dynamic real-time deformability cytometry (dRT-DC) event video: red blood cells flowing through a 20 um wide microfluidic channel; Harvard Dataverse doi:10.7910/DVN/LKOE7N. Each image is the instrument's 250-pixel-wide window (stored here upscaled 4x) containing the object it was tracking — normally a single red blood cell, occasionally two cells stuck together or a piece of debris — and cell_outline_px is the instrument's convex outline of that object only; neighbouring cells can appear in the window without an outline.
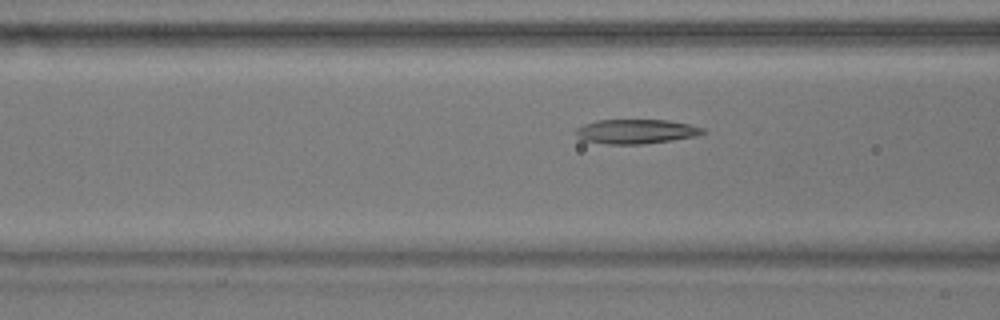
{"species": "common noctule bat (a hibernating species)", "species_latin": "Nyctalus noctula", "temperature_condition": "warm", "stored_images_in_passage": 44, "camera_frame_rate_fps": 3000, "um_per_image_px": 0.085, "animal": {"sex": "male", "body_mass_g": 17.9}, "frame": {"image": 1, "passage_image": 9, "time_ms": 2.667, "image_size_px": [1000, 320], "cell_outline_px": [[704, 132], [696, 136], [640, 144], [608, 144], [584, 140], [576, 136], [576, 128], [584, 124], [596, 120], [668, 120], [688, 124], [704, 128]], "centroid_in_image_um": [54.02, 11.16], "position_along_channel_um": 112.6, "area_um2": 17.8}}
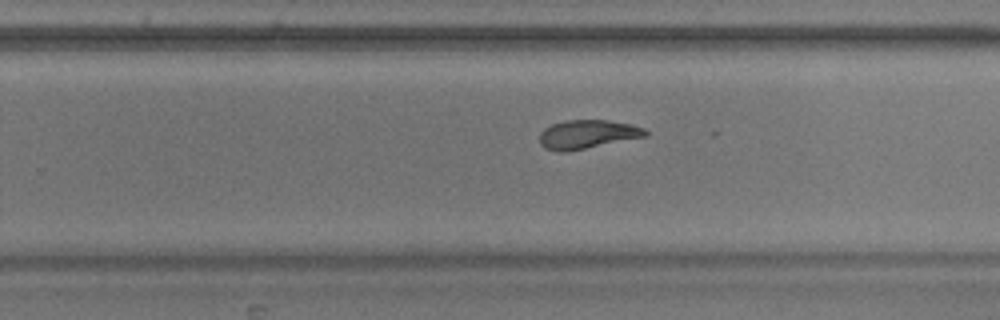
{"frame": {"image": 2, "passage_image": 23, "time_ms": 7.333, "image_size_px": [1000, 320], "cell_outline_px": [[648, 136], [564, 152], [560, 152], [544, 148], [540, 144], [540, 132], [544, 128], [552, 124], [564, 120], [608, 120], [632, 124], [644, 128], [648, 132]], "centroid_in_image_um": [49.93, 11.41], "position_along_channel_um": 279.9, "area_um2": 17.74}}
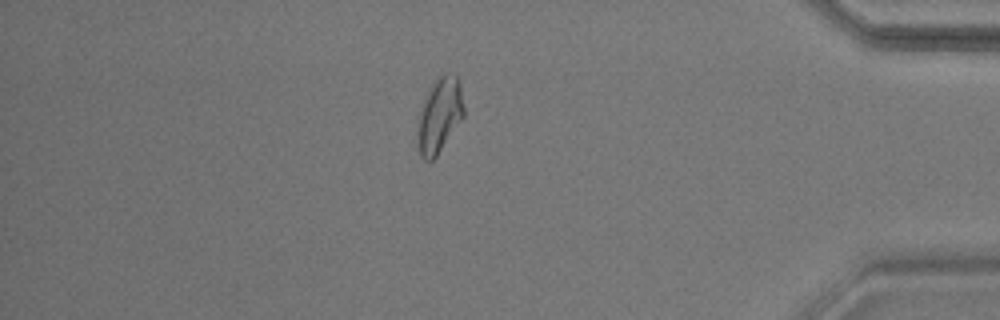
{"frame": {"image": 3, "passage_image": 36, "time_ms": 11.667, "image_size_px": [1000, 320], "cell_outline_px": [[464, 116], [436, 156], [432, 160], [424, 160], [420, 156], [416, 144], [416, 136], [420, 112], [428, 88], [444, 72], [456, 72], [460, 80], [464, 108]], "centroid_in_image_um": [37.36, 9.76], "position_along_channel_um": 397.8, "area_um2": 20.46}, "authors_computed_cell_mechanics": {"area_um2": 18.4093, "velocity_mm_per_s": 3.5866, "shape_relaxation_time_tau1_ms": null, "shape_relaxation_time_tau2_ms": 3.2954, "deformation_change_tau1": null, "deformation_change_tau2": 0.1079}}